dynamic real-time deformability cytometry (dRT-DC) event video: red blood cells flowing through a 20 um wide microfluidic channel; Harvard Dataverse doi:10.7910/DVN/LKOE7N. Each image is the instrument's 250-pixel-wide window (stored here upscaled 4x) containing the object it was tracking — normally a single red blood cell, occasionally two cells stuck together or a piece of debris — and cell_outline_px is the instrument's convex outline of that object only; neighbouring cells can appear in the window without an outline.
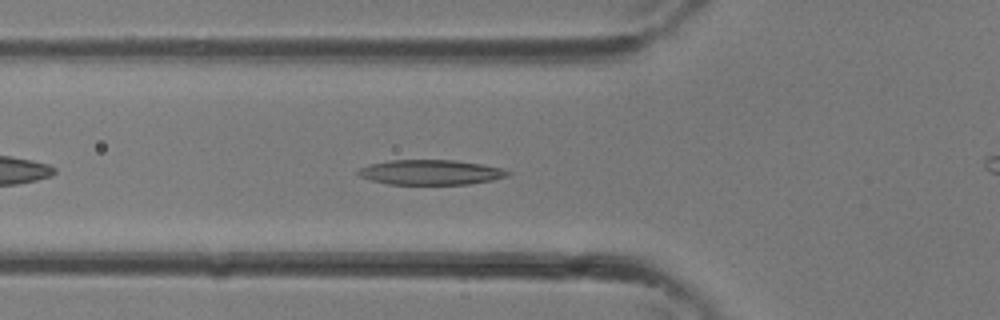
{"species": "common noctule bat (a hibernating species)", "species_latin": "Nyctalus noctula", "temperature_condition": "room temperature", "stored_images_in_passage": 35, "camera_frame_rate_fps": 3000, "um_per_image_px": 0.085, "animal": {"sex": "female"}, "frame": {"image": 1, "passage_image": 12, "time_ms": 3.667, "image_size_px": [1000, 320], "cell_outline_px": [[512, 172], [508, 176], [492, 180], [468, 184], [388, 184], [372, 180], [360, 176], [356, 172], [360, 168], [368, 164], [388, 160], [456, 160], [480, 164], [500, 168]], "centroid_in_image_um": [36.59, 14.64], "position_along_channel_um": 89.2, "area_um2": 21.68}}
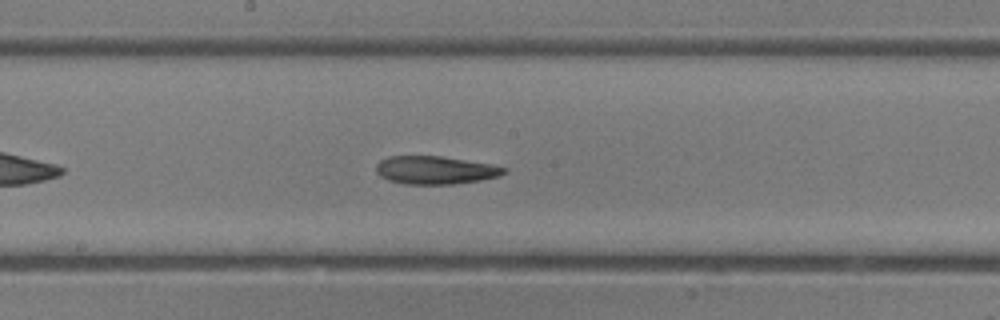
{"frame": {"image": 2, "passage_image": 18, "time_ms": 5.667, "image_size_px": [1000, 320], "cell_outline_px": [[508, 172], [500, 176], [480, 180], [452, 184], [404, 184], [388, 180], [380, 176], [376, 172], [376, 164], [380, 160], [388, 156], [440, 156], [492, 164], [508, 168]], "centroid_in_image_um": [37.01, 14.46], "position_along_channel_um": 211.2, "area_um2": 21.04}}
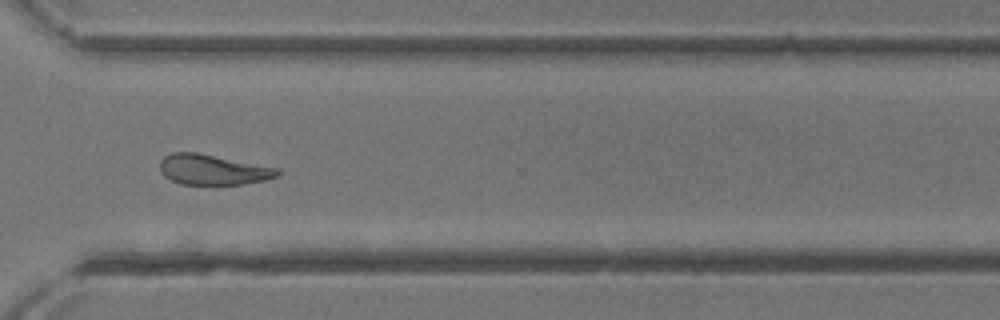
{"frame": {"image": 3, "passage_image": 25, "time_ms": 8.0, "image_size_px": [1000, 320], "cell_outline_px": [[280, 176], [264, 180], [240, 184], [180, 184], [164, 176], [160, 172], [160, 160], [164, 156], [172, 152], [196, 152], [280, 168]], "centroid_in_image_um": [18.1, 14.41], "position_along_channel_um": 352.5, "area_um2": 20.81}}